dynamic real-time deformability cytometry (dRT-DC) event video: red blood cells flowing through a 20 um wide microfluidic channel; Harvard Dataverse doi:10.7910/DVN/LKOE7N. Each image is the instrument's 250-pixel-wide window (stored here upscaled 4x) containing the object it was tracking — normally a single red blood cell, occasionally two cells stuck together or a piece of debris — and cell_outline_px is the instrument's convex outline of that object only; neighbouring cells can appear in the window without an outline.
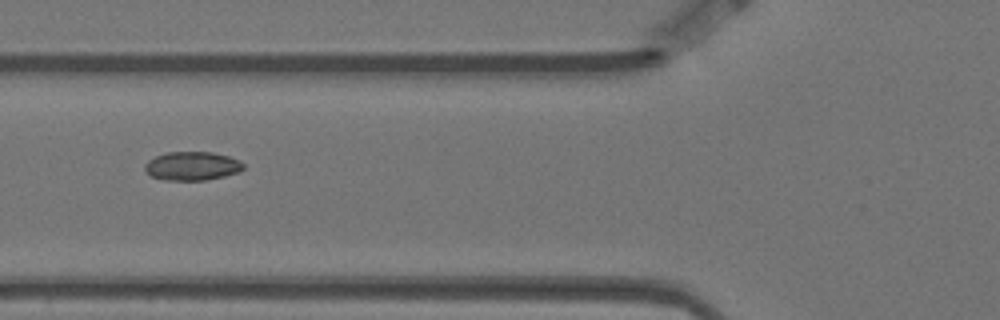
{"species": "Egyptian fruit bat (a non-hibernating species)", "species_latin": "Rousettus aegyptiacus", "temperature_condition": "warm", "stored_images_in_passage": 13, "camera_frame_rate_fps": 3000, "um_per_image_px": 0.085, "animal": {"sex": "female"}, "frame": {"image": 1, "passage_image": 5, "time_ms": 1.333, "image_size_px": [1000, 320], "cell_outline_px": [[244, 168], [240, 172], [224, 176], [204, 180], [164, 180], [152, 176], [144, 168], [144, 164], [148, 160], [156, 156], [168, 152], [212, 152], [228, 156], [240, 160], [244, 164]], "centroid_in_image_um": [16.35, 14.11], "position_along_channel_um": 109.4, "area_um2": 16.47}}
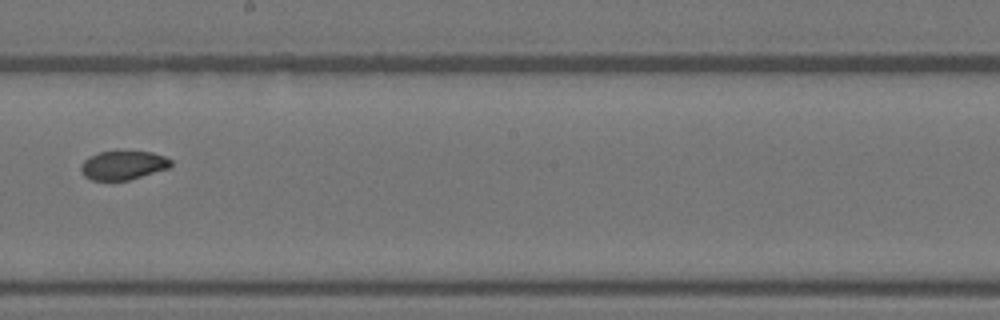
{"frame": {"image": 2, "passage_image": 8, "time_ms": 2.333, "image_size_px": [1000, 320], "cell_outline_px": [[172, 164], [168, 168], [128, 180], [92, 180], [84, 176], [80, 172], [80, 164], [84, 160], [100, 152], [116, 148], [152, 152], [164, 156], [172, 160]], "centroid_in_image_um": [10.45, 13.99], "position_along_channel_um": 237.8, "area_um2": 15.66}}
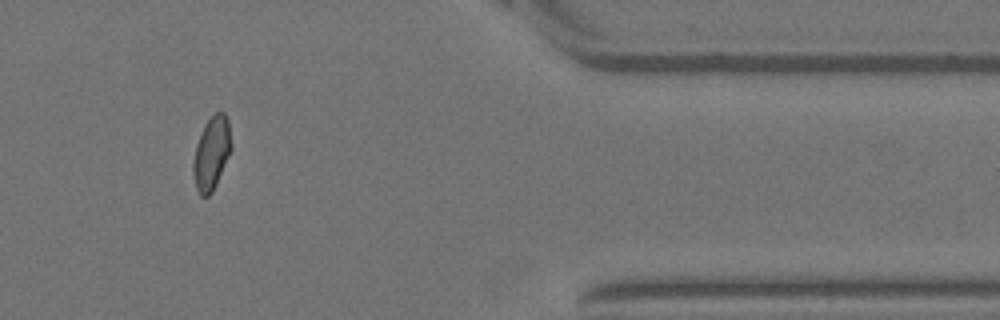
{"frame": {"image": 3, "passage_image": 12, "time_ms": 3.667, "image_size_px": [1000, 320], "cell_outline_px": [[232, 148], [216, 184], [212, 192], [208, 196], [200, 196], [196, 188], [192, 172], [192, 164], [196, 144], [204, 124], [216, 112], [224, 112], [228, 120], [232, 144]], "centroid_in_image_um": [17.97, 13.02], "position_along_channel_um": 393.4, "area_um2": 16.24}}